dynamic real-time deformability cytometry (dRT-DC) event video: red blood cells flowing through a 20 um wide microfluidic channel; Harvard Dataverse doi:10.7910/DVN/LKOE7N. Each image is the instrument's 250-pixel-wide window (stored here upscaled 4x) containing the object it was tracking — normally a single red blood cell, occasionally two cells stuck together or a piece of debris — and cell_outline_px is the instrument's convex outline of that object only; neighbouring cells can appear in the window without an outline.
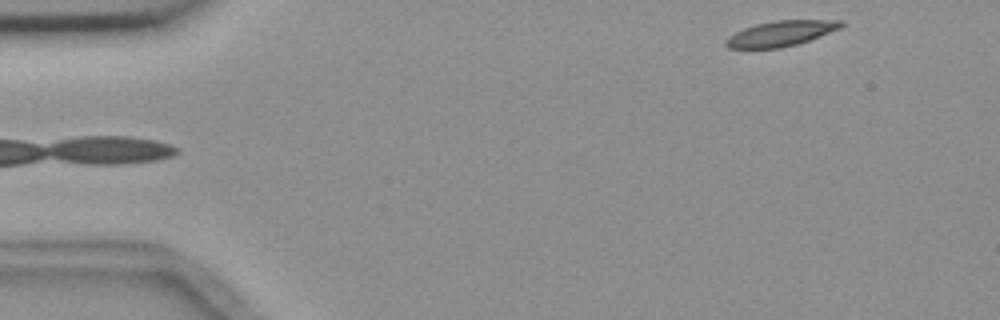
{"species": "common noctule bat (a hibernating species)", "species_latin": "Nyctalus noctula", "temperature_condition": "room temperature", "stored_images_in_passage": 5, "camera_frame_rate_fps": 3000, "um_per_image_px": 0.085, "animal": {"sex": "female", "body_mass_g": 18.4}, "frame": {"image": 1, "passage_image": 5, "time_ms": 4.667, "image_size_px": [1000, 320], "cell_outline_px": [[844, 24], [840, 28], [808, 40], [796, 44], [780, 48], [728, 48], [724, 44], [724, 40], [728, 36], [744, 28], [756, 24], [776, 20], [844, 20]], "centroid_in_image_um": [66.34, 2.84], "position_along_channel_um": 18.7, "area_um2": 16.88}}